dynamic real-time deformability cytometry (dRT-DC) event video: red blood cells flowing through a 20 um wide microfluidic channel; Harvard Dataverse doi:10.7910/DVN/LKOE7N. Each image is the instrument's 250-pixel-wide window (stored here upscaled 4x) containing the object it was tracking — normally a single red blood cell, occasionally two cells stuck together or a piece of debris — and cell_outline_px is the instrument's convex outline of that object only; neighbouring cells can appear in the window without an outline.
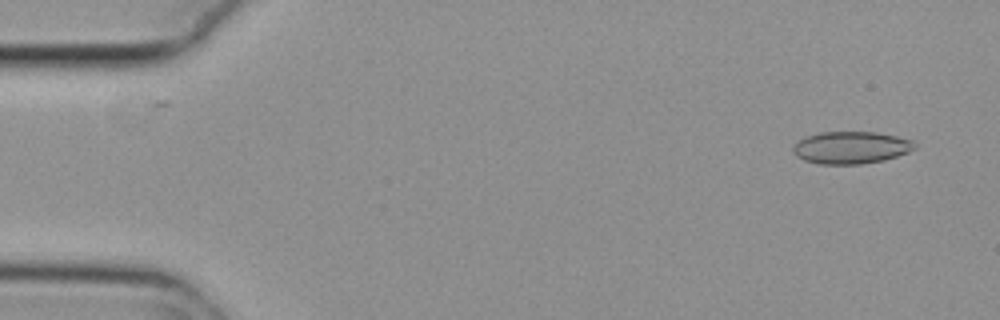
{"species": "common noctule bat (a hibernating species)", "species_latin": "Nyctalus noctula", "temperature_condition": "cold", "stored_images_in_passage": 53, "camera_frame_rate_fps": 3000, "um_per_image_px": 0.085, "animal": {"sex": "female", "body_mass_g": 29.2, "forearm_length_mm": 56.3}, "frame": {"image": 1, "passage_image": 2, "time_ms": 0.333, "image_size_px": [1000, 320], "cell_outline_px": [[916, 148], [908, 152], [884, 160], [860, 164], [820, 164], [804, 160], [796, 156], [792, 152], [792, 148], [800, 140], [808, 136], [820, 132], [876, 132], [896, 136], [912, 140], [916, 144]], "centroid_in_image_um": [72.34, 12.54], "position_along_channel_um": 12.7, "area_um2": 22.77}}
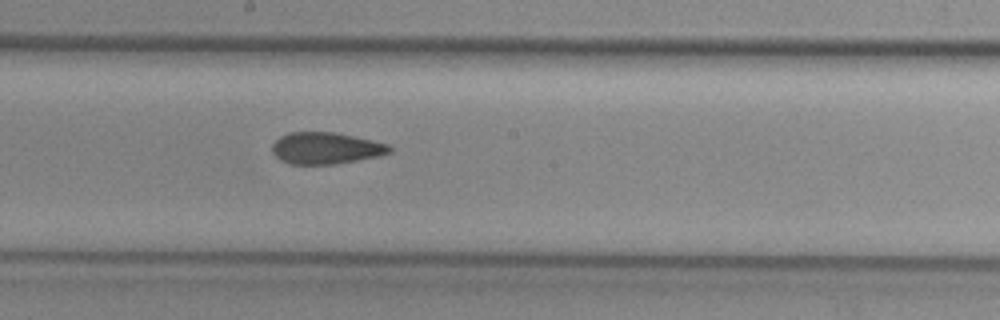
{"frame": {"image": 2, "passage_image": 28, "time_ms": 9.0, "image_size_px": [1000, 320], "cell_outline_px": [[392, 152], [376, 156], [356, 160], [332, 164], [288, 164], [280, 160], [272, 152], [272, 144], [280, 136], [288, 132], [336, 132], [372, 140], [388, 144], [392, 148]], "centroid_in_image_um": [27.66, 12.58], "position_along_channel_um": 220.5, "area_um2": 21.62}}
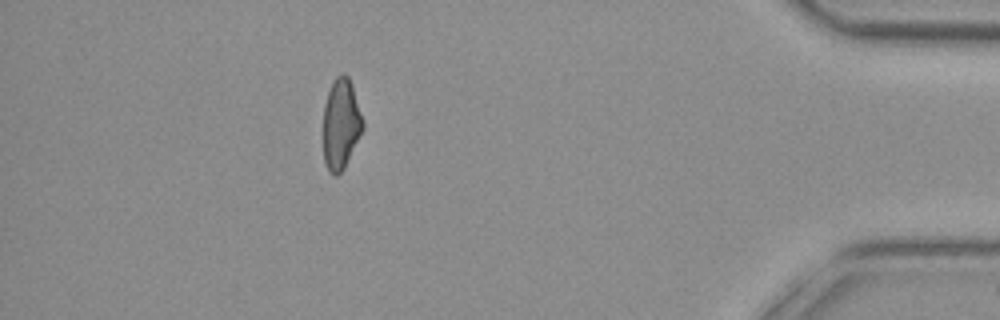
{"frame": {"image": 3, "passage_image": 47, "time_ms": 15.333, "image_size_px": [1000, 320], "cell_outline_px": [[364, 128], [344, 168], [336, 176], [328, 172], [324, 160], [324, 104], [332, 80], [340, 72], [344, 72], [348, 76], [352, 84], [364, 124]], "centroid_in_image_um": [28.98, 10.51], "position_along_channel_um": 406.2, "area_um2": 20.92}, "authors_computed_cell_mechanics": {"area_um2": 22.253, "velocity_mm_per_s": 3.7861, "shape_relaxation_time_tau1_ms": null, "shape_relaxation_time_tau2_ms": 2.6999, "deformation_change_tau1": null, "deformation_change_tau2": 0.0798}}